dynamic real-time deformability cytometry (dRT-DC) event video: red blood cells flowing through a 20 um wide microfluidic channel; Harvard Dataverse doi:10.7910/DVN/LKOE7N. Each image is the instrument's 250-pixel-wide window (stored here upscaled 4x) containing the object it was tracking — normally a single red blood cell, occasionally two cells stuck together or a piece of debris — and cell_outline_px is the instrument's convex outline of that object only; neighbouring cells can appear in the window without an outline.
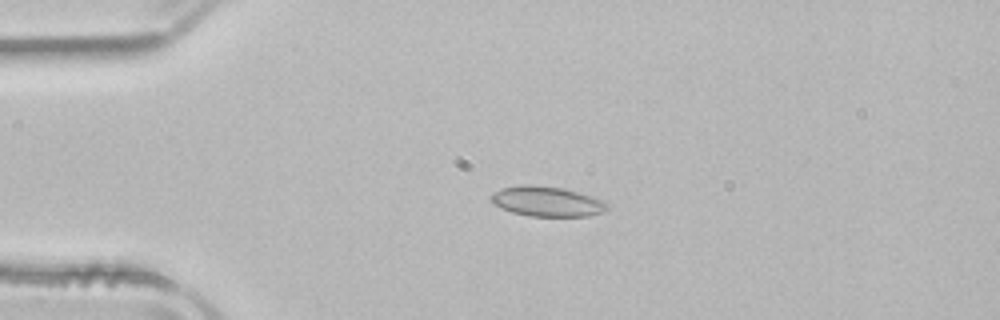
{"species": "common noctule bat (a hibernating species)", "species_latin": "Nyctalus noctula", "temperature_condition": "room temperature", "stored_images_in_passage": 43, "camera_frame_rate_fps": 3000, "um_per_image_px": 0.085, "animal": {"sex": "male", "body_mass_g": 21.5, "forearm_length_mm": 52.0}, "frame": {"image": 1, "passage_image": 3, "time_ms": 0.667, "image_size_px": [1000, 320], "cell_outline_px": [[612, 208], [604, 212], [588, 216], [528, 216], [512, 212], [496, 204], [488, 196], [492, 192], [500, 188], [520, 184], [528, 184], [564, 188], [592, 196], [604, 200], [612, 204]], "centroid_in_image_um": [46.56, 17.11], "position_along_channel_um": 38.4, "area_um2": 20.69}}
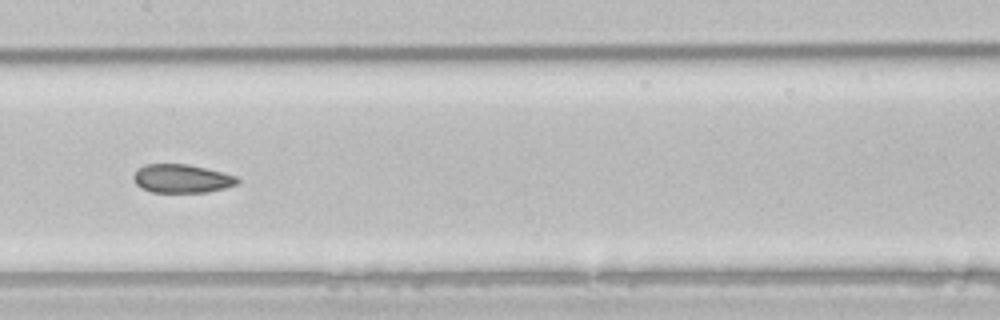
{"frame": {"image": 2, "passage_image": 17, "time_ms": 5.333, "image_size_px": [1000, 320], "cell_outline_px": [[240, 180], [236, 184], [224, 188], [204, 192], [152, 192], [136, 184], [132, 176], [144, 164], [188, 164], [236, 176]], "centroid_in_image_um": [15.44, 15.18], "position_along_channel_um": 192.0, "area_um2": 16.94}}
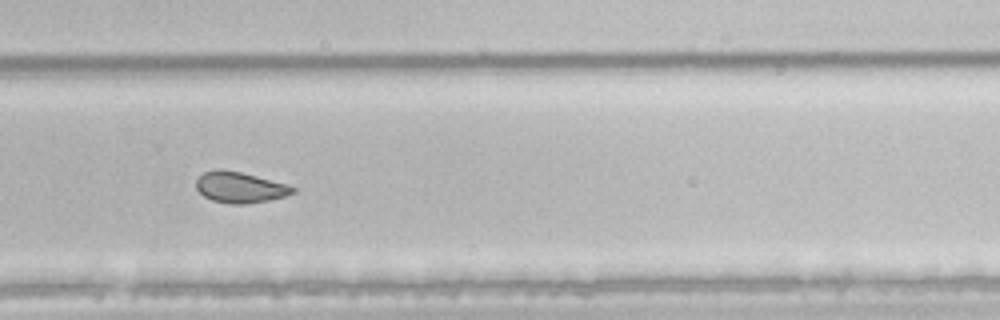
{"frame": {"image": 3, "passage_image": 26, "time_ms": 8.333, "image_size_px": [1000, 320], "cell_outline_px": [[296, 192], [284, 196], [268, 200], [248, 204], [232, 204], [212, 200], [204, 196], [196, 188], [196, 180], [204, 172], [220, 168], [240, 172], [256, 176], [284, 184], [296, 188]], "centroid_in_image_um": [20.36, 15.93], "position_along_channel_um": 309.4, "area_um2": 17.17}, "authors_computed_cell_mechanics": {"area_um2": 18.5538, "velocity_mm_per_s": 3.9305, "shape_relaxation_time_tau1_ms": null, "shape_relaxation_time_tau2_ms": 2.628, "deformation_change_tau1": null, "deformation_change_tau2": 0.0688}}